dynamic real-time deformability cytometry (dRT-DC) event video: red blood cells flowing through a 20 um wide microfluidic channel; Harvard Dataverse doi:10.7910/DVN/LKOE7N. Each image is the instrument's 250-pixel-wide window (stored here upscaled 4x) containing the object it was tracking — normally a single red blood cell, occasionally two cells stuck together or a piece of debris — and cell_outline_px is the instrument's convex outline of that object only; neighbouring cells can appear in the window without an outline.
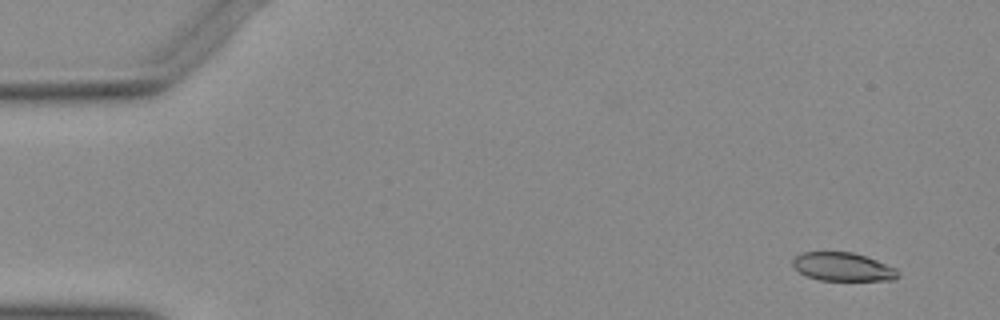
{"species": "Egyptian fruit bat (a non-hibernating species)", "species_latin": "Rousettus aegyptiacus", "temperature_condition": "warm", "stored_images_in_passage": 50, "camera_frame_rate_fps": 3000, "um_per_image_px": 0.085, "animal": {"sex": "female"}, "frame": {"image": 1, "passage_image": 4, "time_ms": 1.0, "image_size_px": [1000, 320], "cell_outline_px": [[900, 276], [896, 280], [820, 280], [808, 276], [800, 272], [792, 264], [792, 260], [796, 256], [804, 252], [852, 252], [876, 260], [896, 268], [900, 272]], "centroid_in_image_um": [71.68, 22.68], "position_along_channel_um": 13.3, "area_um2": 17.34}}
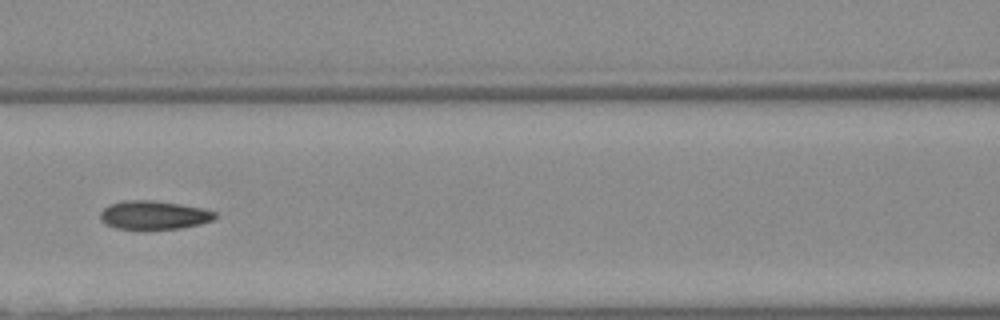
{"frame": {"image": 2, "passage_image": 24, "time_ms": 7.667, "image_size_px": [1000, 320], "cell_outline_px": [[216, 216], [212, 220], [200, 224], [180, 228], [116, 228], [104, 224], [100, 220], [100, 212], [108, 204], [124, 200], [152, 200], [180, 204], [200, 208], [216, 212]], "centroid_in_image_um": [13.03, 18.26], "position_along_channel_um": 153.6, "area_um2": 18.9}}
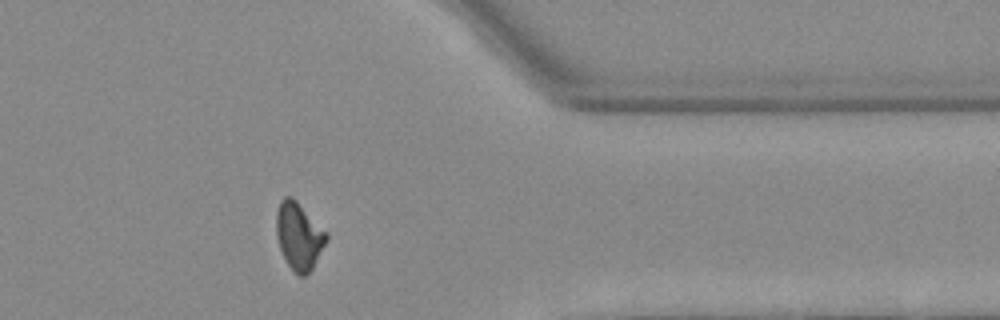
{"frame": {"image": 3, "passage_image": 43, "time_ms": 14.0, "image_size_px": [1000, 320], "cell_outline_px": [[328, 240], [312, 268], [304, 276], [300, 276], [288, 264], [280, 248], [276, 236], [276, 212], [280, 200], [284, 196], [292, 196], [328, 232]], "centroid_in_image_um": [25.42, 20.01], "position_along_channel_um": 386.0, "area_um2": 19.59}}